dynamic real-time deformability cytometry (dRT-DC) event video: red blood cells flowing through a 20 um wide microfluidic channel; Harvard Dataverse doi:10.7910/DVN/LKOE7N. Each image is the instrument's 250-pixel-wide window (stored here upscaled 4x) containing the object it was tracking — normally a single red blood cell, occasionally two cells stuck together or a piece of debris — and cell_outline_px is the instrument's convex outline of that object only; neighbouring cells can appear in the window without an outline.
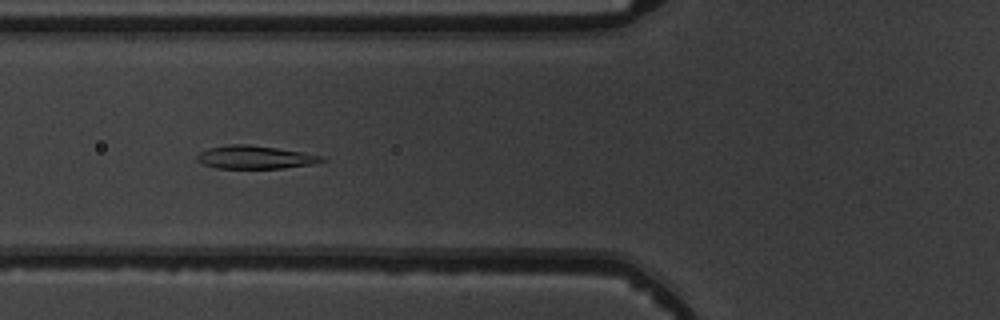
{"species": "common noctule bat (a hibernating species)", "species_latin": "Nyctalus noctula", "temperature_condition": "warm", "stored_images_in_passage": 7, "camera_frame_rate_fps": 3000, "um_per_image_px": 0.085, "animal": {"sex": "male", "body_mass_g": 19.5, "forearm_length_mm": 54.6}, "frame": {"image": 1, "passage_image": 5, "time_ms": 5.333, "image_size_px": [1000, 320], "cell_outline_px": [[328, 160], [312, 164], [284, 168], [216, 168], [204, 164], [196, 160], [196, 156], [200, 152], [208, 148], [228, 144], [248, 144], [304, 152], [324, 156]], "centroid_in_image_um": [21.7, 13.36], "position_along_channel_um": 104.1, "area_um2": 16.88}}
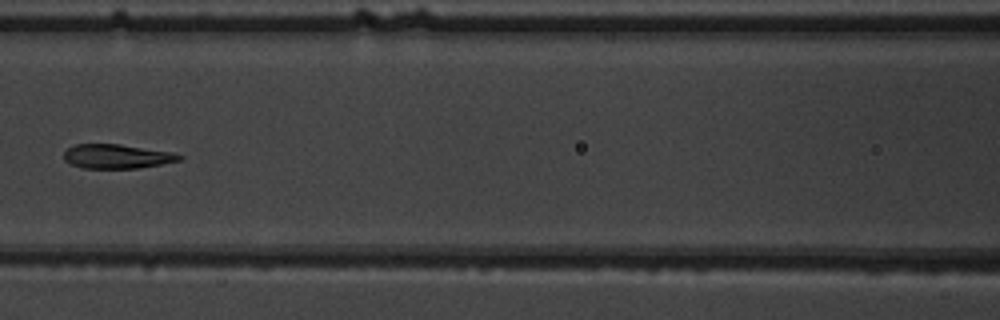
{"frame": {"image": 2, "passage_image": 6, "time_ms": 6.667, "image_size_px": [1000, 320], "cell_outline_px": [[184, 156], [180, 160], [160, 164], [136, 168], [84, 168], [72, 164], [64, 160], [64, 152], [68, 148], [76, 144], [120, 144], [176, 152]], "centroid_in_image_um": [9.97, 13.28], "position_along_channel_um": 156.6, "area_um2": 16.3}}
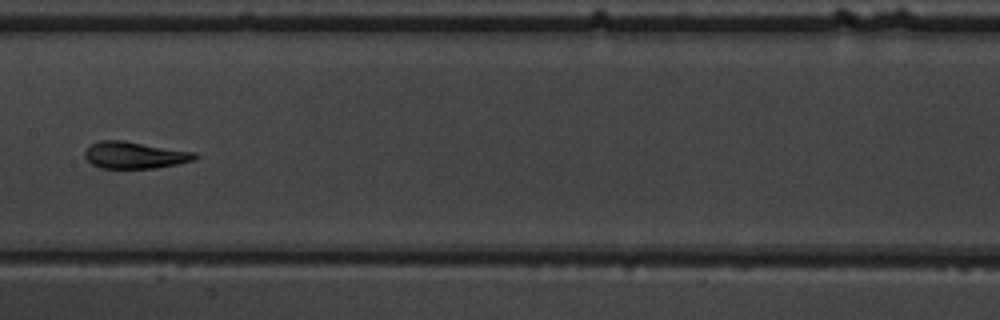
{"frame": {"image": 3, "passage_image": 7, "time_ms": 7.667, "image_size_px": [1000, 320], "cell_outline_px": [[200, 156], [196, 160], [156, 168], [100, 168], [92, 164], [84, 156], [84, 152], [92, 144], [100, 140], [124, 140], [196, 152]], "centroid_in_image_um": [11.49, 13.18], "position_along_channel_um": 195.9, "area_um2": 17.34}}